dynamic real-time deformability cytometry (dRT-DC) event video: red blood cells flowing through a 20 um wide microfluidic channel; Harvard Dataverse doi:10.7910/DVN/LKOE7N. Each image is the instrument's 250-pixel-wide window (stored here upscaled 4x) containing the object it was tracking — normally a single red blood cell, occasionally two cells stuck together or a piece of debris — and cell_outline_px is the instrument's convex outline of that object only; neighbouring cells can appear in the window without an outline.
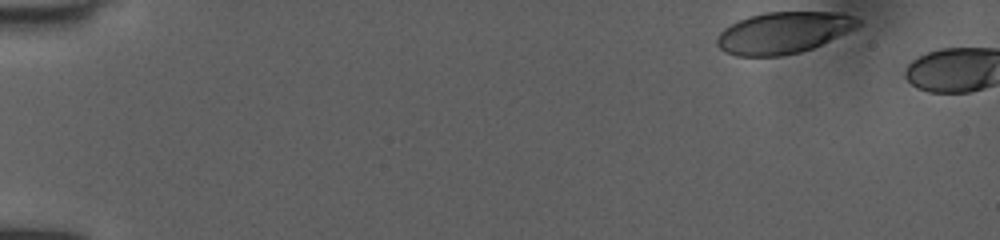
{"species": "human", "species_latin": "Homo sapiens", "temperature_condition": "room temperature", "stored_images_in_passage": 3, "camera_frame_rate_fps": 3000, "um_per_image_px": 0.085, "donor": {"sex": "female"}, "frame": {"image": 1, "passage_image": 1, "time_ms": 0.0, "image_size_px": [1000, 240], "cell_outline_px": [[864, 20], [856, 28], [812, 48], [800, 52], [780, 56], [736, 56], [724, 52], [716, 44], [716, 40], [720, 32], [724, 28], [748, 16], [764, 12], [832, 12], [852, 16]], "centroid_in_image_um": [66.57, 2.78], "position_along_channel_um": 18.4, "area_um2": 34.04}}